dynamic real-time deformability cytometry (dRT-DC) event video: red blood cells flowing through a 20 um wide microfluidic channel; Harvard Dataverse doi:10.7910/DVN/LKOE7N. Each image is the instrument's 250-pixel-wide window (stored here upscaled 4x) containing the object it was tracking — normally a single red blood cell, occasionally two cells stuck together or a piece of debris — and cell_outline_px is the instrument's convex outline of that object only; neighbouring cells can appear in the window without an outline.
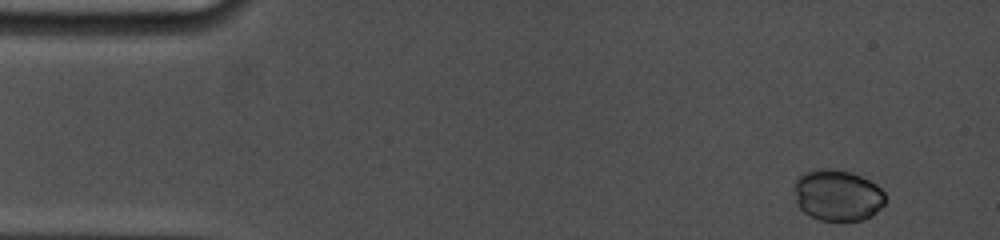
{"species": "common noctule bat (a hibernating species)", "species_latin": "Nyctalus noctula", "temperature_condition": "cold", "stored_images_in_passage": 4, "camera_frame_rate_fps": 5000, "um_per_image_px": 0.085, "animal": {"sex": "female", "body_mass_g": 19.0, "forearm_length_mm": 53.3}, "frame": {"image": 1, "passage_image": 1, "time_ms": 0.0, "image_size_px": [1000, 240], "cell_outline_px": [[884, 204], [872, 216], [864, 220], [820, 220], [804, 212], [796, 204], [796, 180], [804, 172], [816, 168], [832, 168], [852, 172], [876, 184], [884, 192]], "centroid_in_image_um": [71.2, 16.58], "position_along_channel_um": 13.8, "area_um2": 27.11}}